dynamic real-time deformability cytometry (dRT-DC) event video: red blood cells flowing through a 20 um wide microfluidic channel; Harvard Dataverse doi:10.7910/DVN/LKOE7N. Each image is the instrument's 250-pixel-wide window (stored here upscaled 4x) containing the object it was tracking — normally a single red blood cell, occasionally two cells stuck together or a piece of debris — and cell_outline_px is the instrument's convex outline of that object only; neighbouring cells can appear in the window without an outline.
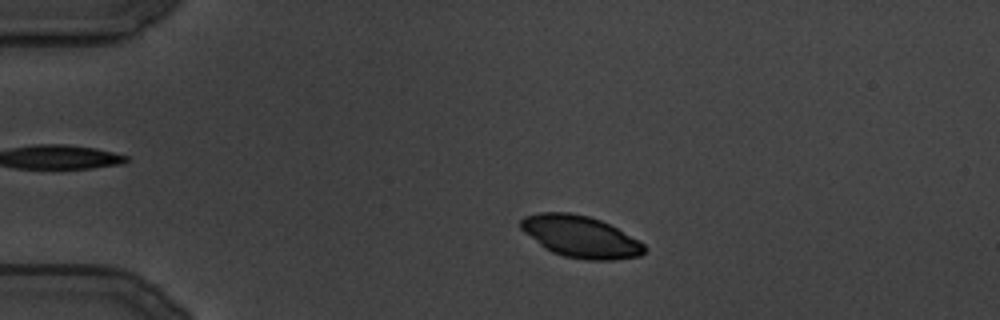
{"species": "common noctule bat (a hibernating species)", "species_latin": "Nyctalus noctula", "temperature_condition": "cold", "stored_images_in_passage": 118, "camera_frame_rate_fps": 3000, "um_per_image_px": 0.085, "animal": {"sex": "male", "body_mass_g": 19.5, "forearm_length_mm": 54.6}, "frame": {"image": 1, "passage_image": 20, "time_ms": 6.333, "image_size_px": [1000, 320], "cell_outline_px": [[648, 248], [640, 256], [616, 260], [588, 260], [564, 256], [552, 252], [544, 248], [524, 232], [520, 228], [520, 220], [524, 216], [540, 212], [572, 212], [588, 216], [600, 220], [616, 228], [644, 244]], "centroid_in_image_um": [49.32, 20.11], "position_along_channel_um": 35.7, "area_um2": 30.0}}
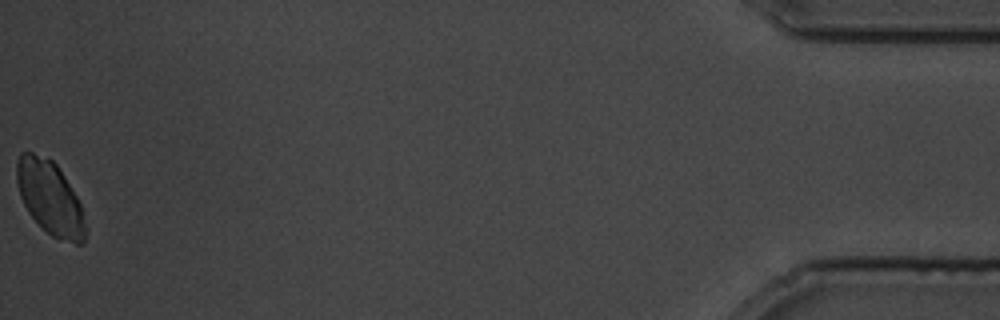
{"frame": {"image": 2, "passage_image": 118, "time_ms": 39.0, "image_size_px": [1000, 320], "cell_outline_px": [[84, 244], [76, 244], [52, 236], [28, 212], [20, 196], [16, 180], [16, 160], [20, 152], [32, 152], [52, 160], [56, 164], [76, 196], [80, 204], [84, 228]], "centroid_in_image_um": [4.2, 16.78], "position_along_channel_um": 431.0, "area_um2": 28.84}}